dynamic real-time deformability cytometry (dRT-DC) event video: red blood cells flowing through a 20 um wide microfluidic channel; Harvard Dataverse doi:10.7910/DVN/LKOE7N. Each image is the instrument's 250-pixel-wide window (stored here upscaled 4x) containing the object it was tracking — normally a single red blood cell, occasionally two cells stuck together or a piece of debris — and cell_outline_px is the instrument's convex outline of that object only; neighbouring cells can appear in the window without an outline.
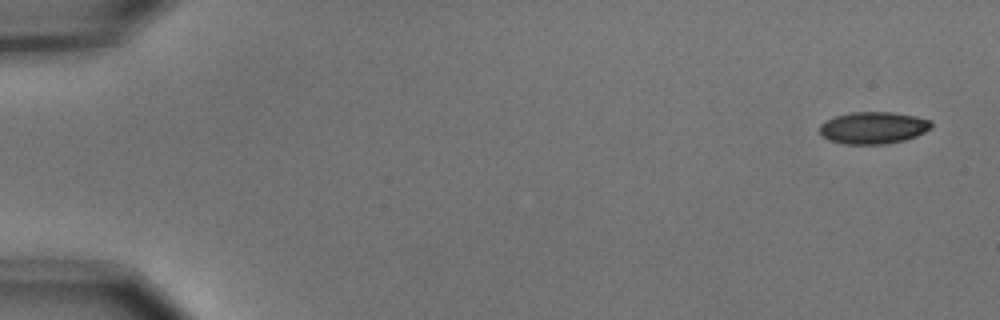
{"species": "common noctule bat (a hibernating species)", "species_latin": "Nyctalus noctula", "temperature_condition": "cold", "stored_images_in_passage": 6, "camera_frame_rate_fps": 3000, "um_per_image_px": 0.085, "animal": {"sex": "male", "body_mass_g": 15.6}, "frame": {"image": 1, "passage_image": 1, "time_ms": 0.0, "image_size_px": [1000, 320], "cell_outline_px": [[932, 128], [916, 136], [904, 140], [884, 144], [844, 144], [828, 140], [820, 136], [820, 124], [836, 116], [852, 112], [892, 112], [916, 116], [932, 120]], "centroid_in_image_um": [74.24, 10.86], "position_along_channel_um": 10.8, "area_um2": 20.92}}